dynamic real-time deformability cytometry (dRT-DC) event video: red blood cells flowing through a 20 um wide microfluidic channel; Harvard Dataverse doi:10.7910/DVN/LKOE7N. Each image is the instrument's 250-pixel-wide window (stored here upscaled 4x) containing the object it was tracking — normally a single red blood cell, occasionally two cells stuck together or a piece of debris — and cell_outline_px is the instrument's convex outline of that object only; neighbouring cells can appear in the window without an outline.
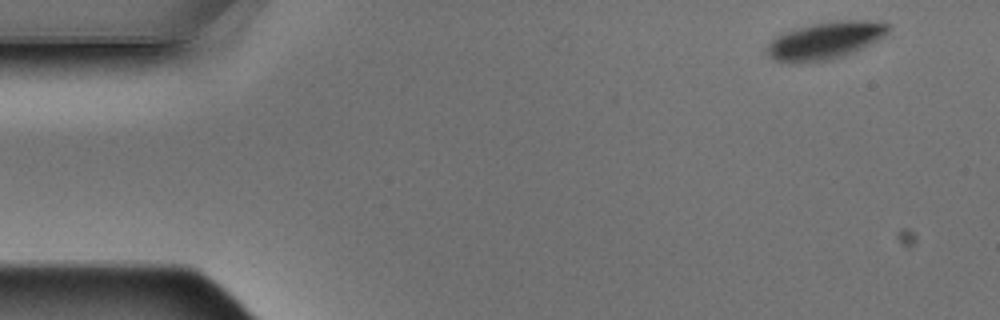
{"species": "Egyptian fruit bat (a non-hibernating species)", "species_latin": "Rousettus aegyptiacus", "temperature_condition": "warm", "stored_images_in_passage": 5, "camera_frame_rate_fps": 3000, "um_per_image_px": 0.085, "animal": {"sex": "male"}, "frame": {"image": 1, "passage_image": 1, "time_ms": 0.0, "image_size_px": [1000, 320], "cell_outline_px": [[888, 32], [884, 36], [852, 52], [840, 56], [824, 60], [792, 64], [776, 60], [768, 52], [768, 44], [776, 36], [792, 28], [812, 24], [836, 20], [868, 20], [888, 24]], "centroid_in_image_um": [70.11, 3.42], "position_along_channel_um": 14.9, "area_um2": 25.89}}